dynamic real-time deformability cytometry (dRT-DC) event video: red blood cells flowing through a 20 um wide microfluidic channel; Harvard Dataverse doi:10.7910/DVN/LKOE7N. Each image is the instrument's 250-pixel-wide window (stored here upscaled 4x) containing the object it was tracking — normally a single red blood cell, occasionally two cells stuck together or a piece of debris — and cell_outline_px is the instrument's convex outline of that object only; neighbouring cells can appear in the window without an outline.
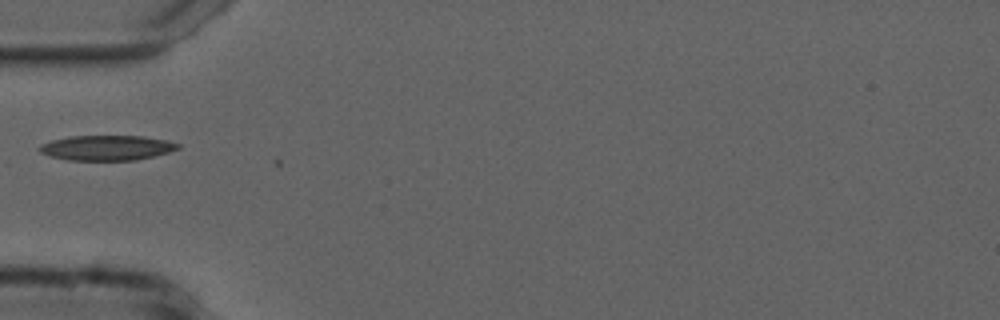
{"species": "common noctule bat (a hibernating species)", "species_latin": "Nyctalus noctula", "temperature_condition": "cold", "stored_images_in_passage": 2, "camera_frame_rate_fps": 3000, "um_per_image_px": 0.085, "animal": {"sex": "male", "forearm_length_mm": 52.5}, "frame": {"image": 1, "passage_image": 1, "time_ms": 0.0, "image_size_px": [1000, 320], "cell_outline_px": [[180, 148], [168, 152], [136, 160], [68, 160], [52, 156], [40, 152], [36, 148], [40, 144], [52, 140], [68, 136], [144, 136], [168, 140], [180, 144]], "centroid_in_image_um": [9.07, 12.55], "position_along_channel_um": 75.9, "area_um2": 20.23}}